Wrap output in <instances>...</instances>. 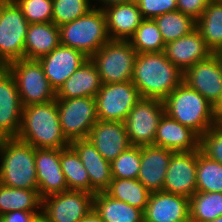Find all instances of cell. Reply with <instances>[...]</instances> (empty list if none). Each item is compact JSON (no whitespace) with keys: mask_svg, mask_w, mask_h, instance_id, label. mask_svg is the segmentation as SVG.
Listing matches in <instances>:
<instances>
[{"mask_svg":"<svg viewBox=\"0 0 222 222\" xmlns=\"http://www.w3.org/2000/svg\"><path fill=\"white\" fill-rule=\"evenodd\" d=\"M92 0H53L52 22L60 27L93 9Z\"/></svg>","mask_w":222,"mask_h":222,"instance_id":"cell-36","label":"cell"},{"mask_svg":"<svg viewBox=\"0 0 222 222\" xmlns=\"http://www.w3.org/2000/svg\"><path fill=\"white\" fill-rule=\"evenodd\" d=\"M183 82L199 92L212 105L222 96V57L212 54L183 73Z\"/></svg>","mask_w":222,"mask_h":222,"instance_id":"cell-13","label":"cell"},{"mask_svg":"<svg viewBox=\"0 0 222 222\" xmlns=\"http://www.w3.org/2000/svg\"><path fill=\"white\" fill-rule=\"evenodd\" d=\"M196 192L222 193V164L197 150Z\"/></svg>","mask_w":222,"mask_h":222,"instance_id":"cell-35","label":"cell"},{"mask_svg":"<svg viewBox=\"0 0 222 222\" xmlns=\"http://www.w3.org/2000/svg\"><path fill=\"white\" fill-rule=\"evenodd\" d=\"M138 53L129 41L110 40L90 59L95 64L102 84L132 80Z\"/></svg>","mask_w":222,"mask_h":222,"instance_id":"cell-6","label":"cell"},{"mask_svg":"<svg viewBox=\"0 0 222 222\" xmlns=\"http://www.w3.org/2000/svg\"><path fill=\"white\" fill-rule=\"evenodd\" d=\"M165 113L164 103L158 99L141 98L124 120L131 145H154L159 121Z\"/></svg>","mask_w":222,"mask_h":222,"instance_id":"cell-10","label":"cell"},{"mask_svg":"<svg viewBox=\"0 0 222 222\" xmlns=\"http://www.w3.org/2000/svg\"><path fill=\"white\" fill-rule=\"evenodd\" d=\"M41 212L14 211L0 216V222H32Z\"/></svg>","mask_w":222,"mask_h":222,"instance_id":"cell-42","label":"cell"},{"mask_svg":"<svg viewBox=\"0 0 222 222\" xmlns=\"http://www.w3.org/2000/svg\"><path fill=\"white\" fill-rule=\"evenodd\" d=\"M70 146L77 152L90 179V193L105 192L112 181L111 163L105 160L88 139H76Z\"/></svg>","mask_w":222,"mask_h":222,"instance_id":"cell-21","label":"cell"},{"mask_svg":"<svg viewBox=\"0 0 222 222\" xmlns=\"http://www.w3.org/2000/svg\"><path fill=\"white\" fill-rule=\"evenodd\" d=\"M214 112L218 123H220L222 121V96L218 103L214 106Z\"/></svg>","mask_w":222,"mask_h":222,"instance_id":"cell-45","label":"cell"},{"mask_svg":"<svg viewBox=\"0 0 222 222\" xmlns=\"http://www.w3.org/2000/svg\"><path fill=\"white\" fill-rule=\"evenodd\" d=\"M200 136L192 129L183 126L177 120L169 117L166 113L161 117L154 145L179 151L199 150Z\"/></svg>","mask_w":222,"mask_h":222,"instance_id":"cell-23","label":"cell"},{"mask_svg":"<svg viewBox=\"0 0 222 222\" xmlns=\"http://www.w3.org/2000/svg\"><path fill=\"white\" fill-rule=\"evenodd\" d=\"M92 1H96V2H94V5H93L94 8L104 10L107 7H110L112 5H117V4H122V3H129V2H132V1H135V0H92ZM96 3H100V5H99L100 7L99 6L97 7L95 5Z\"/></svg>","mask_w":222,"mask_h":222,"instance_id":"cell-43","label":"cell"},{"mask_svg":"<svg viewBox=\"0 0 222 222\" xmlns=\"http://www.w3.org/2000/svg\"><path fill=\"white\" fill-rule=\"evenodd\" d=\"M211 0H177V10L197 21Z\"/></svg>","mask_w":222,"mask_h":222,"instance_id":"cell-41","label":"cell"},{"mask_svg":"<svg viewBox=\"0 0 222 222\" xmlns=\"http://www.w3.org/2000/svg\"><path fill=\"white\" fill-rule=\"evenodd\" d=\"M144 222H190L189 198L164 191L151 192Z\"/></svg>","mask_w":222,"mask_h":222,"instance_id":"cell-17","label":"cell"},{"mask_svg":"<svg viewBox=\"0 0 222 222\" xmlns=\"http://www.w3.org/2000/svg\"><path fill=\"white\" fill-rule=\"evenodd\" d=\"M173 152L155 145L141 146V164L137 180L150 192L162 191Z\"/></svg>","mask_w":222,"mask_h":222,"instance_id":"cell-22","label":"cell"},{"mask_svg":"<svg viewBox=\"0 0 222 222\" xmlns=\"http://www.w3.org/2000/svg\"><path fill=\"white\" fill-rule=\"evenodd\" d=\"M196 29L213 54L222 52V1L209 2L202 16L196 21Z\"/></svg>","mask_w":222,"mask_h":222,"instance_id":"cell-28","label":"cell"},{"mask_svg":"<svg viewBox=\"0 0 222 222\" xmlns=\"http://www.w3.org/2000/svg\"><path fill=\"white\" fill-rule=\"evenodd\" d=\"M141 164V146L131 145L111 162L112 178L137 179Z\"/></svg>","mask_w":222,"mask_h":222,"instance_id":"cell-37","label":"cell"},{"mask_svg":"<svg viewBox=\"0 0 222 222\" xmlns=\"http://www.w3.org/2000/svg\"><path fill=\"white\" fill-rule=\"evenodd\" d=\"M87 139L110 163L131 146L124 122L99 120L91 128Z\"/></svg>","mask_w":222,"mask_h":222,"instance_id":"cell-19","label":"cell"},{"mask_svg":"<svg viewBox=\"0 0 222 222\" xmlns=\"http://www.w3.org/2000/svg\"><path fill=\"white\" fill-rule=\"evenodd\" d=\"M197 151L173 152L162 191L190 198L196 192Z\"/></svg>","mask_w":222,"mask_h":222,"instance_id":"cell-15","label":"cell"},{"mask_svg":"<svg viewBox=\"0 0 222 222\" xmlns=\"http://www.w3.org/2000/svg\"><path fill=\"white\" fill-rule=\"evenodd\" d=\"M207 222H222V215L212 221H207Z\"/></svg>","mask_w":222,"mask_h":222,"instance_id":"cell-47","label":"cell"},{"mask_svg":"<svg viewBox=\"0 0 222 222\" xmlns=\"http://www.w3.org/2000/svg\"><path fill=\"white\" fill-rule=\"evenodd\" d=\"M6 68L15 78L23 107L56 99V92L38 60L22 58L9 63Z\"/></svg>","mask_w":222,"mask_h":222,"instance_id":"cell-7","label":"cell"},{"mask_svg":"<svg viewBox=\"0 0 222 222\" xmlns=\"http://www.w3.org/2000/svg\"><path fill=\"white\" fill-rule=\"evenodd\" d=\"M101 85L97 68L88 58L56 91V99L95 98Z\"/></svg>","mask_w":222,"mask_h":222,"instance_id":"cell-25","label":"cell"},{"mask_svg":"<svg viewBox=\"0 0 222 222\" xmlns=\"http://www.w3.org/2000/svg\"><path fill=\"white\" fill-rule=\"evenodd\" d=\"M94 194L67 190L42 198L41 212L50 222H81L93 209Z\"/></svg>","mask_w":222,"mask_h":222,"instance_id":"cell-12","label":"cell"},{"mask_svg":"<svg viewBox=\"0 0 222 222\" xmlns=\"http://www.w3.org/2000/svg\"><path fill=\"white\" fill-rule=\"evenodd\" d=\"M105 193L144 212L151 192L137 179L112 178Z\"/></svg>","mask_w":222,"mask_h":222,"instance_id":"cell-30","label":"cell"},{"mask_svg":"<svg viewBox=\"0 0 222 222\" xmlns=\"http://www.w3.org/2000/svg\"><path fill=\"white\" fill-rule=\"evenodd\" d=\"M103 11L111 40L129 41L144 20L135 1L112 5Z\"/></svg>","mask_w":222,"mask_h":222,"instance_id":"cell-24","label":"cell"},{"mask_svg":"<svg viewBox=\"0 0 222 222\" xmlns=\"http://www.w3.org/2000/svg\"><path fill=\"white\" fill-rule=\"evenodd\" d=\"M165 113L202 136L218 123L214 105L182 82L164 100Z\"/></svg>","mask_w":222,"mask_h":222,"instance_id":"cell-3","label":"cell"},{"mask_svg":"<svg viewBox=\"0 0 222 222\" xmlns=\"http://www.w3.org/2000/svg\"><path fill=\"white\" fill-rule=\"evenodd\" d=\"M141 98L132 81L102 84L95 96L98 119L124 122Z\"/></svg>","mask_w":222,"mask_h":222,"instance_id":"cell-11","label":"cell"},{"mask_svg":"<svg viewBox=\"0 0 222 222\" xmlns=\"http://www.w3.org/2000/svg\"><path fill=\"white\" fill-rule=\"evenodd\" d=\"M93 209L103 222H144L142 210L113 199L105 192L94 194Z\"/></svg>","mask_w":222,"mask_h":222,"instance_id":"cell-27","label":"cell"},{"mask_svg":"<svg viewBox=\"0 0 222 222\" xmlns=\"http://www.w3.org/2000/svg\"><path fill=\"white\" fill-rule=\"evenodd\" d=\"M199 150L207 158L222 164V125L220 123L211 126L200 136Z\"/></svg>","mask_w":222,"mask_h":222,"instance_id":"cell-39","label":"cell"},{"mask_svg":"<svg viewBox=\"0 0 222 222\" xmlns=\"http://www.w3.org/2000/svg\"><path fill=\"white\" fill-rule=\"evenodd\" d=\"M59 35L61 45L79 50L88 58L111 40L105 13L98 8L60 26Z\"/></svg>","mask_w":222,"mask_h":222,"instance_id":"cell-5","label":"cell"},{"mask_svg":"<svg viewBox=\"0 0 222 222\" xmlns=\"http://www.w3.org/2000/svg\"><path fill=\"white\" fill-rule=\"evenodd\" d=\"M59 44V27L53 22L29 24L24 44V58L38 60Z\"/></svg>","mask_w":222,"mask_h":222,"instance_id":"cell-26","label":"cell"},{"mask_svg":"<svg viewBox=\"0 0 222 222\" xmlns=\"http://www.w3.org/2000/svg\"><path fill=\"white\" fill-rule=\"evenodd\" d=\"M35 167L41 198L68 190L60 164V149H35Z\"/></svg>","mask_w":222,"mask_h":222,"instance_id":"cell-18","label":"cell"},{"mask_svg":"<svg viewBox=\"0 0 222 222\" xmlns=\"http://www.w3.org/2000/svg\"><path fill=\"white\" fill-rule=\"evenodd\" d=\"M29 24L52 22L53 0H14Z\"/></svg>","mask_w":222,"mask_h":222,"instance_id":"cell-38","label":"cell"},{"mask_svg":"<svg viewBox=\"0 0 222 222\" xmlns=\"http://www.w3.org/2000/svg\"><path fill=\"white\" fill-rule=\"evenodd\" d=\"M164 54L183 73L191 66L207 59L213 53L206 45L200 32L190 34L165 44Z\"/></svg>","mask_w":222,"mask_h":222,"instance_id":"cell-20","label":"cell"},{"mask_svg":"<svg viewBox=\"0 0 222 222\" xmlns=\"http://www.w3.org/2000/svg\"><path fill=\"white\" fill-rule=\"evenodd\" d=\"M28 21L14 0L0 2V67L24 58Z\"/></svg>","mask_w":222,"mask_h":222,"instance_id":"cell-8","label":"cell"},{"mask_svg":"<svg viewBox=\"0 0 222 222\" xmlns=\"http://www.w3.org/2000/svg\"><path fill=\"white\" fill-rule=\"evenodd\" d=\"M81 222H103L99 215L92 209Z\"/></svg>","mask_w":222,"mask_h":222,"instance_id":"cell-44","label":"cell"},{"mask_svg":"<svg viewBox=\"0 0 222 222\" xmlns=\"http://www.w3.org/2000/svg\"><path fill=\"white\" fill-rule=\"evenodd\" d=\"M137 53L164 52L165 42L154 19H144L129 39Z\"/></svg>","mask_w":222,"mask_h":222,"instance_id":"cell-34","label":"cell"},{"mask_svg":"<svg viewBox=\"0 0 222 222\" xmlns=\"http://www.w3.org/2000/svg\"><path fill=\"white\" fill-rule=\"evenodd\" d=\"M17 138L35 149H63L70 141L63 134L56 99L23 107Z\"/></svg>","mask_w":222,"mask_h":222,"instance_id":"cell-2","label":"cell"},{"mask_svg":"<svg viewBox=\"0 0 222 222\" xmlns=\"http://www.w3.org/2000/svg\"><path fill=\"white\" fill-rule=\"evenodd\" d=\"M23 105L13 75L0 67V139L17 137Z\"/></svg>","mask_w":222,"mask_h":222,"instance_id":"cell-14","label":"cell"},{"mask_svg":"<svg viewBox=\"0 0 222 222\" xmlns=\"http://www.w3.org/2000/svg\"><path fill=\"white\" fill-rule=\"evenodd\" d=\"M60 164L68 190L90 192V179L77 152L69 145L60 149Z\"/></svg>","mask_w":222,"mask_h":222,"instance_id":"cell-31","label":"cell"},{"mask_svg":"<svg viewBox=\"0 0 222 222\" xmlns=\"http://www.w3.org/2000/svg\"><path fill=\"white\" fill-rule=\"evenodd\" d=\"M60 126L71 142L87 139L91 128L98 121L96 101L93 97L56 99Z\"/></svg>","mask_w":222,"mask_h":222,"instance_id":"cell-9","label":"cell"},{"mask_svg":"<svg viewBox=\"0 0 222 222\" xmlns=\"http://www.w3.org/2000/svg\"><path fill=\"white\" fill-rule=\"evenodd\" d=\"M190 222H207L222 215V193L195 192L189 198Z\"/></svg>","mask_w":222,"mask_h":222,"instance_id":"cell-32","label":"cell"},{"mask_svg":"<svg viewBox=\"0 0 222 222\" xmlns=\"http://www.w3.org/2000/svg\"><path fill=\"white\" fill-rule=\"evenodd\" d=\"M131 81L142 98L163 101L183 82V72L166 58L164 52L139 53Z\"/></svg>","mask_w":222,"mask_h":222,"instance_id":"cell-1","label":"cell"},{"mask_svg":"<svg viewBox=\"0 0 222 222\" xmlns=\"http://www.w3.org/2000/svg\"><path fill=\"white\" fill-rule=\"evenodd\" d=\"M154 21L165 44L186 36L196 29V21L178 10L156 16Z\"/></svg>","mask_w":222,"mask_h":222,"instance_id":"cell-33","label":"cell"},{"mask_svg":"<svg viewBox=\"0 0 222 222\" xmlns=\"http://www.w3.org/2000/svg\"><path fill=\"white\" fill-rule=\"evenodd\" d=\"M38 189L11 188L0 183V216L14 211L41 212Z\"/></svg>","mask_w":222,"mask_h":222,"instance_id":"cell-29","label":"cell"},{"mask_svg":"<svg viewBox=\"0 0 222 222\" xmlns=\"http://www.w3.org/2000/svg\"><path fill=\"white\" fill-rule=\"evenodd\" d=\"M32 222H50L42 212L33 219Z\"/></svg>","mask_w":222,"mask_h":222,"instance_id":"cell-46","label":"cell"},{"mask_svg":"<svg viewBox=\"0 0 222 222\" xmlns=\"http://www.w3.org/2000/svg\"><path fill=\"white\" fill-rule=\"evenodd\" d=\"M88 59L81 51L59 44L49 54L38 59L55 92Z\"/></svg>","mask_w":222,"mask_h":222,"instance_id":"cell-16","label":"cell"},{"mask_svg":"<svg viewBox=\"0 0 222 222\" xmlns=\"http://www.w3.org/2000/svg\"><path fill=\"white\" fill-rule=\"evenodd\" d=\"M0 183L21 189H38L35 148L17 138L0 139Z\"/></svg>","mask_w":222,"mask_h":222,"instance_id":"cell-4","label":"cell"},{"mask_svg":"<svg viewBox=\"0 0 222 222\" xmlns=\"http://www.w3.org/2000/svg\"><path fill=\"white\" fill-rule=\"evenodd\" d=\"M144 19H154L156 16L177 10V0H135Z\"/></svg>","mask_w":222,"mask_h":222,"instance_id":"cell-40","label":"cell"}]
</instances>
